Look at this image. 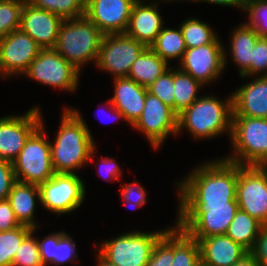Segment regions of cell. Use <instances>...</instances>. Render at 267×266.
I'll list each match as a JSON object with an SVG mask.
<instances>
[{
    "mask_svg": "<svg viewBox=\"0 0 267 266\" xmlns=\"http://www.w3.org/2000/svg\"><path fill=\"white\" fill-rule=\"evenodd\" d=\"M238 164L218 159L203 163L178 183L180 203H206L208 206L237 202Z\"/></svg>",
    "mask_w": 267,
    "mask_h": 266,
    "instance_id": "6da1fadb",
    "label": "cell"
},
{
    "mask_svg": "<svg viewBox=\"0 0 267 266\" xmlns=\"http://www.w3.org/2000/svg\"><path fill=\"white\" fill-rule=\"evenodd\" d=\"M82 118L77 110L64 108L54 144L50 142L55 173L73 174L92 158L94 161L95 143Z\"/></svg>",
    "mask_w": 267,
    "mask_h": 266,
    "instance_id": "7a4b0ae2",
    "label": "cell"
},
{
    "mask_svg": "<svg viewBox=\"0 0 267 266\" xmlns=\"http://www.w3.org/2000/svg\"><path fill=\"white\" fill-rule=\"evenodd\" d=\"M232 117V96L224 102L215 96L203 95L178 114V132L185 127L191 136L201 140L222 132H229L231 136Z\"/></svg>",
    "mask_w": 267,
    "mask_h": 266,
    "instance_id": "3957f363",
    "label": "cell"
},
{
    "mask_svg": "<svg viewBox=\"0 0 267 266\" xmlns=\"http://www.w3.org/2000/svg\"><path fill=\"white\" fill-rule=\"evenodd\" d=\"M104 34L86 16L64 19L55 50L79 71L85 63H97Z\"/></svg>",
    "mask_w": 267,
    "mask_h": 266,
    "instance_id": "277c9868",
    "label": "cell"
},
{
    "mask_svg": "<svg viewBox=\"0 0 267 266\" xmlns=\"http://www.w3.org/2000/svg\"><path fill=\"white\" fill-rule=\"evenodd\" d=\"M176 226L192 239L226 234L236 211L237 202L208 206L206 203H180Z\"/></svg>",
    "mask_w": 267,
    "mask_h": 266,
    "instance_id": "5b68a950",
    "label": "cell"
},
{
    "mask_svg": "<svg viewBox=\"0 0 267 266\" xmlns=\"http://www.w3.org/2000/svg\"><path fill=\"white\" fill-rule=\"evenodd\" d=\"M234 154L224 157L239 165H267V118L232 117Z\"/></svg>",
    "mask_w": 267,
    "mask_h": 266,
    "instance_id": "8992f818",
    "label": "cell"
},
{
    "mask_svg": "<svg viewBox=\"0 0 267 266\" xmlns=\"http://www.w3.org/2000/svg\"><path fill=\"white\" fill-rule=\"evenodd\" d=\"M30 135L20 154L13 160V170L18 182L40 186L55 174L51 161L50 142L46 140L44 125Z\"/></svg>",
    "mask_w": 267,
    "mask_h": 266,
    "instance_id": "52a82bcc",
    "label": "cell"
},
{
    "mask_svg": "<svg viewBox=\"0 0 267 266\" xmlns=\"http://www.w3.org/2000/svg\"><path fill=\"white\" fill-rule=\"evenodd\" d=\"M167 230L124 233L105 241L99 254L116 266H146L154 245Z\"/></svg>",
    "mask_w": 267,
    "mask_h": 266,
    "instance_id": "ba28073f",
    "label": "cell"
},
{
    "mask_svg": "<svg viewBox=\"0 0 267 266\" xmlns=\"http://www.w3.org/2000/svg\"><path fill=\"white\" fill-rule=\"evenodd\" d=\"M239 209L267 225V165H239L236 184Z\"/></svg>",
    "mask_w": 267,
    "mask_h": 266,
    "instance_id": "9c48e42d",
    "label": "cell"
},
{
    "mask_svg": "<svg viewBox=\"0 0 267 266\" xmlns=\"http://www.w3.org/2000/svg\"><path fill=\"white\" fill-rule=\"evenodd\" d=\"M39 191L41 205L57 216L79 208L86 193L84 182L76 173H55L39 186Z\"/></svg>",
    "mask_w": 267,
    "mask_h": 266,
    "instance_id": "30bf717a",
    "label": "cell"
},
{
    "mask_svg": "<svg viewBox=\"0 0 267 266\" xmlns=\"http://www.w3.org/2000/svg\"><path fill=\"white\" fill-rule=\"evenodd\" d=\"M80 71L54 48L41 49L23 75L42 84L75 91Z\"/></svg>",
    "mask_w": 267,
    "mask_h": 266,
    "instance_id": "8fae6325",
    "label": "cell"
},
{
    "mask_svg": "<svg viewBox=\"0 0 267 266\" xmlns=\"http://www.w3.org/2000/svg\"><path fill=\"white\" fill-rule=\"evenodd\" d=\"M146 46L125 33L104 34L96 66L114 78L127 77Z\"/></svg>",
    "mask_w": 267,
    "mask_h": 266,
    "instance_id": "7c38bea8",
    "label": "cell"
},
{
    "mask_svg": "<svg viewBox=\"0 0 267 266\" xmlns=\"http://www.w3.org/2000/svg\"><path fill=\"white\" fill-rule=\"evenodd\" d=\"M132 126L145 133L151 146L156 149L163 144L168 135H177L178 114L158 97L147 92L141 116Z\"/></svg>",
    "mask_w": 267,
    "mask_h": 266,
    "instance_id": "4fadbf2b",
    "label": "cell"
},
{
    "mask_svg": "<svg viewBox=\"0 0 267 266\" xmlns=\"http://www.w3.org/2000/svg\"><path fill=\"white\" fill-rule=\"evenodd\" d=\"M41 113L33 107L23 116L0 118V161L13 164L30 135L41 125Z\"/></svg>",
    "mask_w": 267,
    "mask_h": 266,
    "instance_id": "5bb4252c",
    "label": "cell"
},
{
    "mask_svg": "<svg viewBox=\"0 0 267 266\" xmlns=\"http://www.w3.org/2000/svg\"><path fill=\"white\" fill-rule=\"evenodd\" d=\"M41 47L20 29L0 39V75L4 78L24 74Z\"/></svg>",
    "mask_w": 267,
    "mask_h": 266,
    "instance_id": "9a60e30c",
    "label": "cell"
},
{
    "mask_svg": "<svg viewBox=\"0 0 267 266\" xmlns=\"http://www.w3.org/2000/svg\"><path fill=\"white\" fill-rule=\"evenodd\" d=\"M226 60L222 44H207L186 49L179 69L204 85L219 78L226 67Z\"/></svg>",
    "mask_w": 267,
    "mask_h": 266,
    "instance_id": "2e32d148",
    "label": "cell"
},
{
    "mask_svg": "<svg viewBox=\"0 0 267 266\" xmlns=\"http://www.w3.org/2000/svg\"><path fill=\"white\" fill-rule=\"evenodd\" d=\"M137 0H86L85 16L103 34L125 33Z\"/></svg>",
    "mask_w": 267,
    "mask_h": 266,
    "instance_id": "e0dca14e",
    "label": "cell"
},
{
    "mask_svg": "<svg viewBox=\"0 0 267 266\" xmlns=\"http://www.w3.org/2000/svg\"><path fill=\"white\" fill-rule=\"evenodd\" d=\"M63 21L60 16L37 9L26 0L21 12L19 29L28 34L42 49L55 48Z\"/></svg>",
    "mask_w": 267,
    "mask_h": 266,
    "instance_id": "ac0fdd59",
    "label": "cell"
},
{
    "mask_svg": "<svg viewBox=\"0 0 267 266\" xmlns=\"http://www.w3.org/2000/svg\"><path fill=\"white\" fill-rule=\"evenodd\" d=\"M260 76L231 93L233 116L267 118V76Z\"/></svg>",
    "mask_w": 267,
    "mask_h": 266,
    "instance_id": "d6986e66",
    "label": "cell"
},
{
    "mask_svg": "<svg viewBox=\"0 0 267 266\" xmlns=\"http://www.w3.org/2000/svg\"><path fill=\"white\" fill-rule=\"evenodd\" d=\"M137 0L132 7L131 16L125 34L135 38L138 42L150 47L163 28L162 16L157 9V4H143Z\"/></svg>",
    "mask_w": 267,
    "mask_h": 266,
    "instance_id": "ffe728a7",
    "label": "cell"
},
{
    "mask_svg": "<svg viewBox=\"0 0 267 266\" xmlns=\"http://www.w3.org/2000/svg\"><path fill=\"white\" fill-rule=\"evenodd\" d=\"M197 242L202 266H232L248 253L226 234L201 238Z\"/></svg>",
    "mask_w": 267,
    "mask_h": 266,
    "instance_id": "44dd1931",
    "label": "cell"
},
{
    "mask_svg": "<svg viewBox=\"0 0 267 266\" xmlns=\"http://www.w3.org/2000/svg\"><path fill=\"white\" fill-rule=\"evenodd\" d=\"M114 82V95L110 101L123 113L124 120L133 125L141 116L148 90L129 77L114 78Z\"/></svg>",
    "mask_w": 267,
    "mask_h": 266,
    "instance_id": "7402d4cb",
    "label": "cell"
},
{
    "mask_svg": "<svg viewBox=\"0 0 267 266\" xmlns=\"http://www.w3.org/2000/svg\"><path fill=\"white\" fill-rule=\"evenodd\" d=\"M35 197L40 202V191L38 185L16 182L8 195L11 208L14 211L16 219L21 225L31 228H37L34 221Z\"/></svg>",
    "mask_w": 267,
    "mask_h": 266,
    "instance_id": "603a6c76",
    "label": "cell"
},
{
    "mask_svg": "<svg viewBox=\"0 0 267 266\" xmlns=\"http://www.w3.org/2000/svg\"><path fill=\"white\" fill-rule=\"evenodd\" d=\"M40 257L44 266L48 263L64 264L65 262H73L74 256L77 257L75 242L65 231L51 233L42 239L37 240Z\"/></svg>",
    "mask_w": 267,
    "mask_h": 266,
    "instance_id": "cb8c5ba5",
    "label": "cell"
},
{
    "mask_svg": "<svg viewBox=\"0 0 267 266\" xmlns=\"http://www.w3.org/2000/svg\"><path fill=\"white\" fill-rule=\"evenodd\" d=\"M230 50L232 60L240 67L239 73L245 78L250 76V60L259 34L248 23H243L231 34Z\"/></svg>",
    "mask_w": 267,
    "mask_h": 266,
    "instance_id": "d4e9b609",
    "label": "cell"
},
{
    "mask_svg": "<svg viewBox=\"0 0 267 266\" xmlns=\"http://www.w3.org/2000/svg\"><path fill=\"white\" fill-rule=\"evenodd\" d=\"M168 64L150 47H146L132 64L127 77L147 88L169 69Z\"/></svg>",
    "mask_w": 267,
    "mask_h": 266,
    "instance_id": "484cf974",
    "label": "cell"
},
{
    "mask_svg": "<svg viewBox=\"0 0 267 266\" xmlns=\"http://www.w3.org/2000/svg\"><path fill=\"white\" fill-rule=\"evenodd\" d=\"M263 224L256 218L250 216L247 212L238 209L234 218L228 227L226 235L235 243L240 244L248 252H250L256 242L259 231Z\"/></svg>",
    "mask_w": 267,
    "mask_h": 266,
    "instance_id": "4316f807",
    "label": "cell"
},
{
    "mask_svg": "<svg viewBox=\"0 0 267 266\" xmlns=\"http://www.w3.org/2000/svg\"><path fill=\"white\" fill-rule=\"evenodd\" d=\"M150 48L167 63L172 59L181 61L187 49L180 27L179 29L163 27Z\"/></svg>",
    "mask_w": 267,
    "mask_h": 266,
    "instance_id": "83f0119b",
    "label": "cell"
},
{
    "mask_svg": "<svg viewBox=\"0 0 267 266\" xmlns=\"http://www.w3.org/2000/svg\"><path fill=\"white\" fill-rule=\"evenodd\" d=\"M203 85L188 73L174 69V111L180 114L199 97L198 89Z\"/></svg>",
    "mask_w": 267,
    "mask_h": 266,
    "instance_id": "f1b7e54d",
    "label": "cell"
},
{
    "mask_svg": "<svg viewBox=\"0 0 267 266\" xmlns=\"http://www.w3.org/2000/svg\"><path fill=\"white\" fill-rule=\"evenodd\" d=\"M172 266H202L197 240L174 227V258Z\"/></svg>",
    "mask_w": 267,
    "mask_h": 266,
    "instance_id": "f546056e",
    "label": "cell"
},
{
    "mask_svg": "<svg viewBox=\"0 0 267 266\" xmlns=\"http://www.w3.org/2000/svg\"><path fill=\"white\" fill-rule=\"evenodd\" d=\"M179 27L187 49L207 44H221L213 29L198 19L189 18Z\"/></svg>",
    "mask_w": 267,
    "mask_h": 266,
    "instance_id": "4dcf8cb0",
    "label": "cell"
},
{
    "mask_svg": "<svg viewBox=\"0 0 267 266\" xmlns=\"http://www.w3.org/2000/svg\"><path fill=\"white\" fill-rule=\"evenodd\" d=\"M34 7L52 12L63 19L85 16L86 0H28Z\"/></svg>",
    "mask_w": 267,
    "mask_h": 266,
    "instance_id": "1f68e13d",
    "label": "cell"
},
{
    "mask_svg": "<svg viewBox=\"0 0 267 266\" xmlns=\"http://www.w3.org/2000/svg\"><path fill=\"white\" fill-rule=\"evenodd\" d=\"M33 228L21 225L11 230L0 232V266H12L15 252L18 251L23 239Z\"/></svg>",
    "mask_w": 267,
    "mask_h": 266,
    "instance_id": "d6a6232c",
    "label": "cell"
},
{
    "mask_svg": "<svg viewBox=\"0 0 267 266\" xmlns=\"http://www.w3.org/2000/svg\"><path fill=\"white\" fill-rule=\"evenodd\" d=\"M26 0L0 2V39L20 28L21 12Z\"/></svg>",
    "mask_w": 267,
    "mask_h": 266,
    "instance_id": "836d02e7",
    "label": "cell"
},
{
    "mask_svg": "<svg viewBox=\"0 0 267 266\" xmlns=\"http://www.w3.org/2000/svg\"><path fill=\"white\" fill-rule=\"evenodd\" d=\"M174 258V227L169 228L154 245L146 266H172Z\"/></svg>",
    "mask_w": 267,
    "mask_h": 266,
    "instance_id": "e575fe53",
    "label": "cell"
},
{
    "mask_svg": "<svg viewBox=\"0 0 267 266\" xmlns=\"http://www.w3.org/2000/svg\"><path fill=\"white\" fill-rule=\"evenodd\" d=\"M36 227L23 239L12 266H44L40 257L37 239L33 238Z\"/></svg>",
    "mask_w": 267,
    "mask_h": 266,
    "instance_id": "d590c367",
    "label": "cell"
},
{
    "mask_svg": "<svg viewBox=\"0 0 267 266\" xmlns=\"http://www.w3.org/2000/svg\"><path fill=\"white\" fill-rule=\"evenodd\" d=\"M172 69L174 68H169L165 71L147 87V90L174 110V70Z\"/></svg>",
    "mask_w": 267,
    "mask_h": 266,
    "instance_id": "8d00e7d4",
    "label": "cell"
},
{
    "mask_svg": "<svg viewBox=\"0 0 267 266\" xmlns=\"http://www.w3.org/2000/svg\"><path fill=\"white\" fill-rule=\"evenodd\" d=\"M244 10L249 12L248 24L260 37H267V0H246Z\"/></svg>",
    "mask_w": 267,
    "mask_h": 266,
    "instance_id": "74e56055",
    "label": "cell"
},
{
    "mask_svg": "<svg viewBox=\"0 0 267 266\" xmlns=\"http://www.w3.org/2000/svg\"><path fill=\"white\" fill-rule=\"evenodd\" d=\"M267 76V37H259L252 49V60H250V77L260 73Z\"/></svg>",
    "mask_w": 267,
    "mask_h": 266,
    "instance_id": "f35d334b",
    "label": "cell"
},
{
    "mask_svg": "<svg viewBox=\"0 0 267 266\" xmlns=\"http://www.w3.org/2000/svg\"><path fill=\"white\" fill-rule=\"evenodd\" d=\"M134 184L122 185V199L125 201V204H129L133 207H141L146 203V192L137 181L133 182Z\"/></svg>",
    "mask_w": 267,
    "mask_h": 266,
    "instance_id": "ab89813d",
    "label": "cell"
},
{
    "mask_svg": "<svg viewBox=\"0 0 267 266\" xmlns=\"http://www.w3.org/2000/svg\"><path fill=\"white\" fill-rule=\"evenodd\" d=\"M16 182L13 165L5 161H0V201L8 198Z\"/></svg>",
    "mask_w": 267,
    "mask_h": 266,
    "instance_id": "60d3db41",
    "label": "cell"
},
{
    "mask_svg": "<svg viewBox=\"0 0 267 266\" xmlns=\"http://www.w3.org/2000/svg\"><path fill=\"white\" fill-rule=\"evenodd\" d=\"M250 253L261 266H267V225H263Z\"/></svg>",
    "mask_w": 267,
    "mask_h": 266,
    "instance_id": "b9f144b4",
    "label": "cell"
},
{
    "mask_svg": "<svg viewBox=\"0 0 267 266\" xmlns=\"http://www.w3.org/2000/svg\"><path fill=\"white\" fill-rule=\"evenodd\" d=\"M21 226L19 221L16 219L13 209L9 201H0V232L14 229Z\"/></svg>",
    "mask_w": 267,
    "mask_h": 266,
    "instance_id": "7bdbcfd3",
    "label": "cell"
},
{
    "mask_svg": "<svg viewBox=\"0 0 267 266\" xmlns=\"http://www.w3.org/2000/svg\"><path fill=\"white\" fill-rule=\"evenodd\" d=\"M102 166V167H101ZM99 175H102L105 171L106 173V177H108L109 180H113V179H120L121 178V170L119 165L117 164V162H115V160L110 159V158H102L101 163H100V167H99ZM104 176V175H103ZM105 177V178H106Z\"/></svg>",
    "mask_w": 267,
    "mask_h": 266,
    "instance_id": "ee69618b",
    "label": "cell"
},
{
    "mask_svg": "<svg viewBox=\"0 0 267 266\" xmlns=\"http://www.w3.org/2000/svg\"><path fill=\"white\" fill-rule=\"evenodd\" d=\"M193 1L208 2V3L223 5V6H234V7L237 6L242 9H244L245 3H246V0H193Z\"/></svg>",
    "mask_w": 267,
    "mask_h": 266,
    "instance_id": "f6af8a7d",
    "label": "cell"
},
{
    "mask_svg": "<svg viewBox=\"0 0 267 266\" xmlns=\"http://www.w3.org/2000/svg\"><path fill=\"white\" fill-rule=\"evenodd\" d=\"M232 266H261L254 258V256L248 252L240 260H238Z\"/></svg>",
    "mask_w": 267,
    "mask_h": 266,
    "instance_id": "bcb514c9",
    "label": "cell"
},
{
    "mask_svg": "<svg viewBox=\"0 0 267 266\" xmlns=\"http://www.w3.org/2000/svg\"><path fill=\"white\" fill-rule=\"evenodd\" d=\"M98 266H116L109 261H107L105 258H103L99 253H98Z\"/></svg>",
    "mask_w": 267,
    "mask_h": 266,
    "instance_id": "7dc6e473",
    "label": "cell"
},
{
    "mask_svg": "<svg viewBox=\"0 0 267 266\" xmlns=\"http://www.w3.org/2000/svg\"><path fill=\"white\" fill-rule=\"evenodd\" d=\"M108 104H110L109 107H111L110 109L114 112L113 114H114V116H116V118L118 117L119 119L120 118L124 119L123 113L121 111L117 110L110 100L108 101Z\"/></svg>",
    "mask_w": 267,
    "mask_h": 266,
    "instance_id": "c3c4849f",
    "label": "cell"
}]
</instances>
